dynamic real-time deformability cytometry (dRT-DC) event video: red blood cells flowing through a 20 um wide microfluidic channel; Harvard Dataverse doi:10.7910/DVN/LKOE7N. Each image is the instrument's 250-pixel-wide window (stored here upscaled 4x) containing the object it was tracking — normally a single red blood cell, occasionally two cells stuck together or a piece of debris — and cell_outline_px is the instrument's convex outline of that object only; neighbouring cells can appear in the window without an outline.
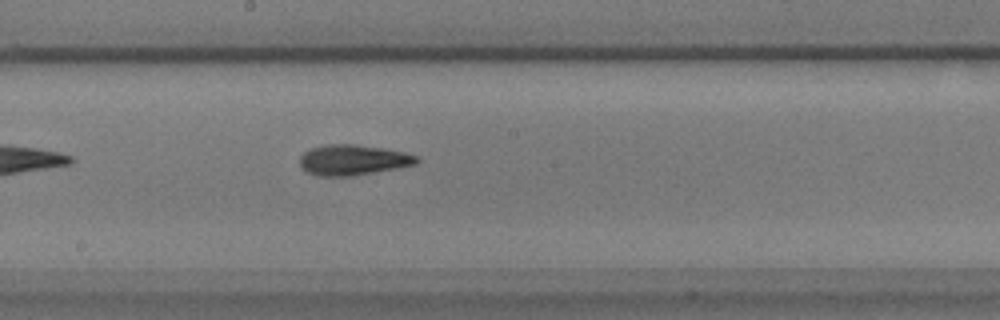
{"species": "common noctule bat (a hibernating species)", "species_latin": "Nyctalus noctula", "temperature_condition": "warm", "stored_images_in_passage": 22, "camera_frame_rate_fps": 3000, "um_per_image_px": 0.085, "animal": {"sex": "male", "body_mass_g": 17.9}, "frame": {"image": 1, "passage_image": 13, "time_ms": 4.0, "image_size_px": [1000, 320], "cell_outline_px": [[420, 160], [416, 164], [396, 168], [352, 176], [316, 176], [300, 168], [300, 156], [304, 152], [312, 148], [328, 144], [352, 144], [384, 148], [404, 152], [420, 156]], "centroid_in_image_um": [30.01, 13.6], "position_along_channel_um": 218.2, "area_um2": 20.81}}